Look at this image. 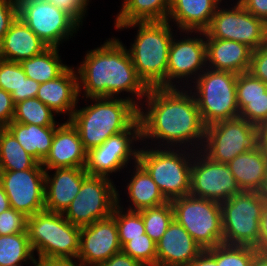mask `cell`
Here are the masks:
<instances>
[{
	"label": "cell",
	"mask_w": 267,
	"mask_h": 266,
	"mask_svg": "<svg viewBox=\"0 0 267 266\" xmlns=\"http://www.w3.org/2000/svg\"><path fill=\"white\" fill-rule=\"evenodd\" d=\"M179 89L149 88L144 99L147 105L143 102L139 107L141 141L158 140L157 148H175L178 145L176 148L190 149L191 145L194 151H198L204 143L206 126L191 91ZM143 105L147 106L146 112Z\"/></svg>",
	"instance_id": "1"
},
{
	"label": "cell",
	"mask_w": 267,
	"mask_h": 266,
	"mask_svg": "<svg viewBox=\"0 0 267 266\" xmlns=\"http://www.w3.org/2000/svg\"><path fill=\"white\" fill-rule=\"evenodd\" d=\"M126 48L118 38L113 37L106 40L100 47L88 51L84 61L78 68H75L79 94L84 89L83 95L86 99L117 98L125 91L132 94V102L139 108L137 100L142 102L149 88L138 76ZM133 95L137 97L136 101Z\"/></svg>",
	"instance_id": "2"
},
{
	"label": "cell",
	"mask_w": 267,
	"mask_h": 266,
	"mask_svg": "<svg viewBox=\"0 0 267 266\" xmlns=\"http://www.w3.org/2000/svg\"><path fill=\"white\" fill-rule=\"evenodd\" d=\"M94 104L74 110L69 119L86 151L102 145L110 136L127 130L137 119L139 108L131 97L89 98Z\"/></svg>",
	"instance_id": "3"
},
{
	"label": "cell",
	"mask_w": 267,
	"mask_h": 266,
	"mask_svg": "<svg viewBox=\"0 0 267 266\" xmlns=\"http://www.w3.org/2000/svg\"><path fill=\"white\" fill-rule=\"evenodd\" d=\"M139 27L128 53L138 76L148 88H166L168 54L173 38L165 21L132 22L116 29Z\"/></svg>",
	"instance_id": "4"
},
{
	"label": "cell",
	"mask_w": 267,
	"mask_h": 266,
	"mask_svg": "<svg viewBox=\"0 0 267 266\" xmlns=\"http://www.w3.org/2000/svg\"><path fill=\"white\" fill-rule=\"evenodd\" d=\"M32 251L41 259H77L81 228L72 225L63 213L47 210L27 217L26 227Z\"/></svg>",
	"instance_id": "5"
},
{
	"label": "cell",
	"mask_w": 267,
	"mask_h": 266,
	"mask_svg": "<svg viewBox=\"0 0 267 266\" xmlns=\"http://www.w3.org/2000/svg\"><path fill=\"white\" fill-rule=\"evenodd\" d=\"M146 148L147 146L145 149L139 148L137 162L151 176L164 197L171 201L178 197L187 196L191 187L192 161L194 154H196L193 147L190 150L170 147L164 149L159 147L158 149L157 147L155 149L153 147Z\"/></svg>",
	"instance_id": "6"
},
{
	"label": "cell",
	"mask_w": 267,
	"mask_h": 266,
	"mask_svg": "<svg viewBox=\"0 0 267 266\" xmlns=\"http://www.w3.org/2000/svg\"><path fill=\"white\" fill-rule=\"evenodd\" d=\"M193 82V89L190 91L206 127L239 117L237 74L206 68ZM193 90L195 92H192Z\"/></svg>",
	"instance_id": "7"
},
{
	"label": "cell",
	"mask_w": 267,
	"mask_h": 266,
	"mask_svg": "<svg viewBox=\"0 0 267 266\" xmlns=\"http://www.w3.org/2000/svg\"><path fill=\"white\" fill-rule=\"evenodd\" d=\"M223 244L252 246L258 244L264 198L259 191H240L220 203Z\"/></svg>",
	"instance_id": "8"
},
{
	"label": "cell",
	"mask_w": 267,
	"mask_h": 266,
	"mask_svg": "<svg viewBox=\"0 0 267 266\" xmlns=\"http://www.w3.org/2000/svg\"><path fill=\"white\" fill-rule=\"evenodd\" d=\"M171 203L174 219L203 250L223 244L222 209L219 202L188 194L172 199Z\"/></svg>",
	"instance_id": "9"
},
{
	"label": "cell",
	"mask_w": 267,
	"mask_h": 266,
	"mask_svg": "<svg viewBox=\"0 0 267 266\" xmlns=\"http://www.w3.org/2000/svg\"><path fill=\"white\" fill-rule=\"evenodd\" d=\"M259 143V128L237 117L206 127L201 152L214 162L228 164Z\"/></svg>",
	"instance_id": "10"
},
{
	"label": "cell",
	"mask_w": 267,
	"mask_h": 266,
	"mask_svg": "<svg viewBox=\"0 0 267 266\" xmlns=\"http://www.w3.org/2000/svg\"><path fill=\"white\" fill-rule=\"evenodd\" d=\"M116 204L117 188L113 181L104 176L88 174L63 216L72 225L81 228L111 216Z\"/></svg>",
	"instance_id": "11"
},
{
	"label": "cell",
	"mask_w": 267,
	"mask_h": 266,
	"mask_svg": "<svg viewBox=\"0 0 267 266\" xmlns=\"http://www.w3.org/2000/svg\"><path fill=\"white\" fill-rule=\"evenodd\" d=\"M203 36L237 41L255 50L267 43V24L239 2L229 9L219 5Z\"/></svg>",
	"instance_id": "12"
},
{
	"label": "cell",
	"mask_w": 267,
	"mask_h": 266,
	"mask_svg": "<svg viewBox=\"0 0 267 266\" xmlns=\"http://www.w3.org/2000/svg\"><path fill=\"white\" fill-rule=\"evenodd\" d=\"M18 17L48 47H59L77 33L80 25L65 11L45 0H19Z\"/></svg>",
	"instance_id": "13"
},
{
	"label": "cell",
	"mask_w": 267,
	"mask_h": 266,
	"mask_svg": "<svg viewBox=\"0 0 267 266\" xmlns=\"http://www.w3.org/2000/svg\"><path fill=\"white\" fill-rule=\"evenodd\" d=\"M138 140L141 141L139 118L127 130L110 136L102 145L87 151L85 171L89 175L110 178L112 172L127 167L130 159L136 164L139 150L133 145Z\"/></svg>",
	"instance_id": "14"
},
{
	"label": "cell",
	"mask_w": 267,
	"mask_h": 266,
	"mask_svg": "<svg viewBox=\"0 0 267 266\" xmlns=\"http://www.w3.org/2000/svg\"><path fill=\"white\" fill-rule=\"evenodd\" d=\"M10 207L30 217L45 210V169L41 163L18 171H0Z\"/></svg>",
	"instance_id": "15"
},
{
	"label": "cell",
	"mask_w": 267,
	"mask_h": 266,
	"mask_svg": "<svg viewBox=\"0 0 267 266\" xmlns=\"http://www.w3.org/2000/svg\"><path fill=\"white\" fill-rule=\"evenodd\" d=\"M196 153L191 166L190 195L221 203L241 191L227 164L212 161L200 150Z\"/></svg>",
	"instance_id": "16"
},
{
	"label": "cell",
	"mask_w": 267,
	"mask_h": 266,
	"mask_svg": "<svg viewBox=\"0 0 267 266\" xmlns=\"http://www.w3.org/2000/svg\"><path fill=\"white\" fill-rule=\"evenodd\" d=\"M195 33L200 36L183 37L181 40L173 36L168 54L166 88H178L176 84L182 82L183 78L195 80L207 68L206 41L201 36L204 35V31H195ZM173 80H178V82L174 84Z\"/></svg>",
	"instance_id": "17"
},
{
	"label": "cell",
	"mask_w": 267,
	"mask_h": 266,
	"mask_svg": "<svg viewBox=\"0 0 267 266\" xmlns=\"http://www.w3.org/2000/svg\"><path fill=\"white\" fill-rule=\"evenodd\" d=\"M121 252L115 218L111 215L81 227L77 259L83 266H95Z\"/></svg>",
	"instance_id": "18"
},
{
	"label": "cell",
	"mask_w": 267,
	"mask_h": 266,
	"mask_svg": "<svg viewBox=\"0 0 267 266\" xmlns=\"http://www.w3.org/2000/svg\"><path fill=\"white\" fill-rule=\"evenodd\" d=\"M87 151L77 129L69 120L55 129L49 154L42 161L45 170L56 168H85Z\"/></svg>",
	"instance_id": "19"
},
{
	"label": "cell",
	"mask_w": 267,
	"mask_h": 266,
	"mask_svg": "<svg viewBox=\"0 0 267 266\" xmlns=\"http://www.w3.org/2000/svg\"><path fill=\"white\" fill-rule=\"evenodd\" d=\"M156 266H188L203 249L175 219L156 243Z\"/></svg>",
	"instance_id": "20"
},
{
	"label": "cell",
	"mask_w": 267,
	"mask_h": 266,
	"mask_svg": "<svg viewBox=\"0 0 267 266\" xmlns=\"http://www.w3.org/2000/svg\"><path fill=\"white\" fill-rule=\"evenodd\" d=\"M54 174L45 170V210L64 213L78 195L83 179L88 175L85 168H56Z\"/></svg>",
	"instance_id": "21"
},
{
	"label": "cell",
	"mask_w": 267,
	"mask_h": 266,
	"mask_svg": "<svg viewBox=\"0 0 267 266\" xmlns=\"http://www.w3.org/2000/svg\"><path fill=\"white\" fill-rule=\"evenodd\" d=\"M78 76L73 67H68L57 78L40 84L36 98L55 114L66 113L72 117L79 100Z\"/></svg>",
	"instance_id": "22"
},
{
	"label": "cell",
	"mask_w": 267,
	"mask_h": 266,
	"mask_svg": "<svg viewBox=\"0 0 267 266\" xmlns=\"http://www.w3.org/2000/svg\"><path fill=\"white\" fill-rule=\"evenodd\" d=\"M205 40L206 65L209 69L228 71L237 75L249 70L252 49L246 44L217 38Z\"/></svg>",
	"instance_id": "23"
},
{
	"label": "cell",
	"mask_w": 267,
	"mask_h": 266,
	"mask_svg": "<svg viewBox=\"0 0 267 266\" xmlns=\"http://www.w3.org/2000/svg\"><path fill=\"white\" fill-rule=\"evenodd\" d=\"M49 47L19 17L0 43V58L21 63L40 55Z\"/></svg>",
	"instance_id": "24"
},
{
	"label": "cell",
	"mask_w": 267,
	"mask_h": 266,
	"mask_svg": "<svg viewBox=\"0 0 267 266\" xmlns=\"http://www.w3.org/2000/svg\"><path fill=\"white\" fill-rule=\"evenodd\" d=\"M219 5L216 0H172L167 21H175L177 29L187 35L205 31Z\"/></svg>",
	"instance_id": "25"
},
{
	"label": "cell",
	"mask_w": 267,
	"mask_h": 266,
	"mask_svg": "<svg viewBox=\"0 0 267 266\" xmlns=\"http://www.w3.org/2000/svg\"><path fill=\"white\" fill-rule=\"evenodd\" d=\"M241 191H261L267 177V160L258 143L251 150L237 155L228 164Z\"/></svg>",
	"instance_id": "26"
},
{
	"label": "cell",
	"mask_w": 267,
	"mask_h": 266,
	"mask_svg": "<svg viewBox=\"0 0 267 266\" xmlns=\"http://www.w3.org/2000/svg\"><path fill=\"white\" fill-rule=\"evenodd\" d=\"M57 126H38L11 121L6 129L38 163L49 154Z\"/></svg>",
	"instance_id": "27"
},
{
	"label": "cell",
	"mask_w": 267,
	"mask_h": 266,
	"mask_svg": "<svg viewBox=\"0 0 267 266\" xmlns=\"http://www.w3.org/2000/svg\"><path fill=\"white\" fill-rule=\"evenodd\" d=\"M133 167L135 171L127 183V194L133 207L129 206V209H126L140 211L168 202L147 171L138 162Z\"/></svg>",
	"instance_id": "28"
},
{
	"label": "cell",
	"mask_w": 267,
	"mask_h": 266,
	"mask_svg": "<svg viewBox=\"0 0 267 266\" xmlns=\"http://www.w3.org/2000/svg\"><path fill=\"white\" fill-rule=\"evenodd\" d=\"M172 0H123L115 27L132 22L165 21Z\"/></svg>",
	"instance_id": "29"
},
{
	"label": "cell",
	"mask_w": 267,
	"mask_h": 266,
	"mask_svg": "<svg viewBox=\"0 0 267 266\" xmlns=\"http://www.w3.org/2000/svg\"><path fill=\"white\" fill-rule=\"evenodd\" d=\"M58 53L57 47H49L40 55L23 60L20 64L25 75L40 84L57 78L69 67Z\"/></svg>",
	"instance_id": "30"
},
{
	"label": "cell",
	"mask_w": 267,
	"mask_h": 266,
	"mask_svg": "<svg viewBox=\"0 0 267 266\" xmlns=\"http://www.w3.org/2000/svg\"><path fill=\"white\" fill-rule=\"evenodd\" d=\"M37 163L6 128H0V171L27 170Z\"/></svg>",
	"instance_id": "31"
},
{
	"label": "cell",
	"mask_w": 267,
	"mask_h": 266,
	"mask_svg": "<svg viewBox=\"0 0 267 266\" xmlns=\"http://www.w3.org/2000/svg\"><path fill=\"white\" fill-rule=\"evenodd\" d=\"M35 255L29 243L27 230L12 235H0V266H23L33 263Z\"/></svg>",
	"instance_id": "32"
},
{
	"label": "cell",
	"mask_w": 267,
	"mask_h": 266,
	"mask_svg": "<svg viewBox=\"0 0 267 266\" xmlns=\"http://www.w3.org/2000/svg\"><path fill=\"white\" fill-rule=\"evenodd\" d=\"M54 113L36 97L28 98L15 104L12 121L38 126H58L54 120Z\"/></svg>",
	"instance_id": "33"
},
{
	"label": "cell",
	"mask_w": 267,
	"mask_h": 266,
	"mask_svg": "<svg viewBox=\"0 0 267 266\" xmlns=\"http://www.w3.org/2000/svg\"><path fill=\"white\" fill-rule=\"evenodd\" d=\"M144 222L146 234L157 243L167 227L174 220V210L171 201L156 207L139 211Z\"/></svg>",
	"instance_id": "34"
},
{
	"label": "cell",
	"mask_w": 267,
	"mask_h": 266,
	"mask_svg": "<svg viewBox=\"0 0 267 266\" xmlns=\"http://www.w3.org/2000/svg\"><path fill=\"white\" fill-rule=\"evenodd\" d=\"M117 190V204L115 205L112 216L115 218L121 247L130 240V238L141 237L146 234L144 222L139 211H125L121 207L120 196Z\"/></svg>",
	"instance_id": "35"
},
{
	"label": "cell",
	"mask_w": 267,
	"mask_h": 266,
	"mask_svg": "<svg viewBox=\"0 0 267 266\" xmlns=\"http://www.w3.org/2000/svg\"><path fill=\"white\" fill-rule=\"evenodd\" d=\"M218 266H252L258 251L252 246L221 244L207 250Z\"/></svg>",
	"instance_id": "36"
},
{
	"label": "cell",
	"mask_w": 267,
	"mask_h": 266,
	"mask_svg": "<svg viewBox=\"0 0 267 266\" xmlns=\"http://www.w3.org/2000/svg\"><path fill=\"white\" fill-rule=\"evenodd\" d=\"M121 251L137 260L143 266H156V243L147 234L137 238H130L121 247Z\"/></svg>",
	"instance_id": "37"
},
{
	"label": "cell",
	"mask_w": 267,
	"mask_h": 266,
	"mask_svg": "<svg viewBox=\"0 0 267 266\" xmlns=\"http://www.w3.org/2000/svg\"><path fill=\"white\" fill-rule=\"evenodd\" d=\"M22 65L14 61L0 59V88L11 94L14 103L20 102Z\"/></svg>",
	"instance_id": "38"
},
{
	"label": "cell",
	"mask_w": 267,
	"mask_h": 266,
	"mask_svg": "<svg viewBox=\"0 0 267 266\" xmlns=\"http://www.w3.org/2000/svg\"><path fill=\"white\" fill-rule=\"evenodd\" d=\"M239 117L258 128L267 124V98L237 99Z\"/></svg>",
	"instance_id": "39"
},
{
	"label": "cell",
	"mask_w": 267,
	"mask_h": 266,
	"mask_svg": "<svg viewBox=\"0 0 267 266\" xmlns=\"http://www.w3.org/2000/svg\"><path fill=\"white\" fill-rule=\"evenodd\" d=\"M237 99L267 98V84L253 76L250 72L237 75Z\"/></svg>",
	"instance_id": "40"
},
{
	"label": "cell",
	"mask_w": 267,
	"mask_h": 266,
	"mask_svg": "<svg viewBox=\"0 0 267 266\" xmlns=\"http://www.w3.org/2000/svg\"><path fill=\"white\" fill-rule=\"evenodd\" d=\"M27 217L19 211L9 208L0 214V235H12L26 231Z\"/></svg>",
	"instance_id": "41"
},
{
	"label": "cell",
	"mask_w": 267,
	"mask_h": 266,
	"mask_svg": "<svg viewBox=\"0 0 267 266\" xmlns=\"http://www.w3.org/2000/svg\"><path fill=\"white\" fill-rule=\"evenodd\" d=\"M51 3L58 9L65 11L70 15L79 25H82V20L87 12L89 0H45ZM81 22V23H80Z\"/></svg>",
	"instance_id": "42"
},
{
	"label": "cell",
	"mask_w": 267,
	"mask_h": 266,
	"mask_svg": "<svg viewBox=\"0 0 267 266\" xmlns=\"http://www.w3.org/2000/svg\"><path fill=\"white\" fill-rule=\"evenodd\" d=\"M248 72L267 84V43L252 50Z\"/></svg>",
	"instance_id": "43"
},
{
	"label": "cell",
	"mask_w": 267,
	"mask_h": 266,
	"mask_svg": "<svg viewBox=\"0 0 267 266\" xmlns=\"http://www.w3.org/2000/svg\"><path fill=\"white\" fill-rule=\"evenodd\" d=\"M17 17V3L11 0H0V43Z\"/></svg>",
	"instance_id": "44"
},
{
	"label": "cell",
	"mask_w": 267,
	"mask_h": 266,
	"mask_svg": "<svg viewBox=\"0 0 267 266\" xmlns=\"http://www.w3.org/2000/svg\"><path fill=\"white\" fill-rule=\"evenodd\" d=\"M15 103L10 93L0 88V128H6L12 121Z\"/></svg>",
	"instance_id": "45"
},
{
	"label": "cell",
	"mask_w": 267,
	"mask_h": 266,
	"mask_svg": "<svg viewBox=\"0 0 267 266\" xmlns=\"http://www.w3.org/2000/svg\"><path fill=\"white\" fill-rule=\"evenodd\" d=\"M237 2L267 24V0H238Z\"/></svg>",
	"instance_id": "46"
},
{
	"label": "cell",
	"mask_w": 267,
	"mask_h": 266,
	"mask_svg": "<svg viewBox=\"0 0 267 266\" xmlns=\"http://www.w3.org/2000/svg\"><path fill=\"white\" fill-rule=\"evenodd\" d=\"M40 83L28 78L22 67V81L20 85V101L37 96Z\"/></svg>",
	"instance_id": "47"
},
{
	"label": "cell",
	"mask_w": 267,
	"mask_h": 266,
	"mask_svg": "<svg viewBox=\"0 0 267 266\" xmlns=\"http://www.w3.org/2000/svg\"><path fill=\"white\" fill-rule=\"evenodd\" d=\"M95 266H143L137 260L123 253L122 251L114 254L105 262L99 263Z\"/></svg>",
	"instance_id": "48"
},
{
	"label": "cell",
	"mask_w": 267,
	"mask_h": 266,
	"mask_svg": "<svg viewBox=\"0 0 267 266\" xmlns=\"http://www.w3.org/2000/svg\"><path fill=\"white\" fill-rule=\"evenodd\" d=\"M258 253L267 255V202L264 206L260 219V237L258 244L254 247Z\"/></svg>",
	"instance_id": "49"
},
{
	"label": "cell",
	"mask_w": 267,
	"mask_h": 266,
	"mask_svg": "<svg viewBox=\"0 0 267 266\" xmlns=\"http://www.w3.org/2000/svg\"><path fill=\"white\" fill-rule=\"evenodd\" d=\"M37 259L35 258L33 262L34 266H83L78 259L77 262L74 259Z\"/></svg>",
	"instance_id": "50"
},
{
	"label": "cell",
	"mask_w": 267,
	"mask_h": 266,
	"mask_svg": "<svg viewBox=\"0 0 267 266\" xmlns=\"http://www.w3.org/2000/svg\"><path fill=\"white\" fill-rule=\"evenodd\" d=\"M188 266H218V264L207 250H203Z\"/></svg>",
	"instance_id": "51"
},
{
	"label": "cell",
	"mask_w": 267,
	"mask_h": 266,
	"mask_svg": "<svg viewBox=\"0 0 267 266\" xmlns=\"http://www.w3.org/2000/svg\"><path fill=\"white\" fill-rule=\"evenodd\" d=\"M259 144L262 146L267 160V126L259 128Z\"/></svg>",
	"instance_id": "52"
},
{
	"label": "cell",
	"mask_w": 267,
	"mask_h": 266,
	"mask_svg": "<svg viewBox=\"0 0 267 266\" xmlns=\"http://www.w3.org/2000/svg\"><path fill=\"white\" fill-rule=\"evenodd\" d=\"M9 208H11L9 204V199L3 187L0 185V214L8 210Z\"/></svg>",
	"instance_id": "53"
},
{
	"label": "cell",
	"mask_w": 267,
	"mask_h": 266,
	"mask_svg": "<svg viewBox=\"0 0 267 266\" xmlns=\"http://www.w3.org/2000/svg\"><path fill=\"white\" fill-rule=\"evenodd\" d=\"M252 266H267V255L257 253Z\"/></svg>",
	"instance_id": "54"
},
{
	"label": "cell",
	"mask_w": 267,
	"mask_h": 266,
	"mask_svg": "<svg viewBox=\"0 0 267 266\" xmlns=\"http://www.w3.org/2000/svg\"><path fill=\"white\" fill-rule=\"evenodd\" d=\"M262 197L264 198L265 202H267V177L264 183V187L262 188V190L260 191Z\"/></svg>",
	"instance_id": "55"
},
{
	"label": "cell",
	"mask_w": 267,
	"mask_h": 266,
	"mask_svg": "<svg viewBox=\"0 0 267 266\" xmlns=\"http://www.w3.org/2000/svg\"><path fill=\"white\" fill-rule=\"evenodd\" d=\"M11 1H13V2H15V3H18L19 0H11Z\"/></svg>",
	"instance_id": "56"
}]
</instances>
